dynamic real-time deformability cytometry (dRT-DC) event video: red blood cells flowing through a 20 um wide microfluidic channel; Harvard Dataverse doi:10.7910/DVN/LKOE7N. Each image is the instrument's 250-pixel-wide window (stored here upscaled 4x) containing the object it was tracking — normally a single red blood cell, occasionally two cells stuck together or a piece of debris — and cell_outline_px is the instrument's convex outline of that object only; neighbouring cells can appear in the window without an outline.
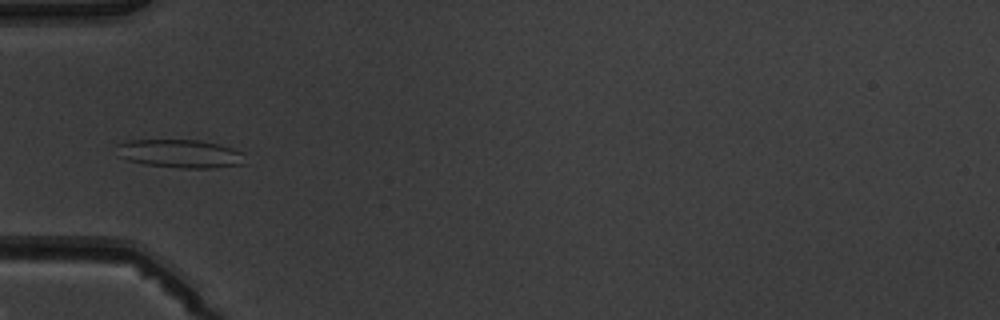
{"species": "common noctule bat (a hibernating species)", "species_latin": "Nyctalus noctula", "temperature_condition": "warm", "stored_images_in_passage": 5, "camera_frame_rate_fps": 3000, "um_per_image_px": 0.085, "animal": {"sex": "male", "body_mass_g": 19.5, "forearm_length_mm": 54.6}, "frame": {"image": 1, "passage_image": 5, "time_ms": 4.667, "image_size_px": [1000, 320], "cell_outline_px": [[248, 164], [212, 168], [180, 168], [144, 164], [128, 160], [120, 156], [116, 144], [128, 140], [200, 140], [220, 144], [232, 148], [240, 152]], "centroid_in_image_um": [15.34, 13.06], "position_along_channel_um": 69.7, "area_um2": 21.27}}